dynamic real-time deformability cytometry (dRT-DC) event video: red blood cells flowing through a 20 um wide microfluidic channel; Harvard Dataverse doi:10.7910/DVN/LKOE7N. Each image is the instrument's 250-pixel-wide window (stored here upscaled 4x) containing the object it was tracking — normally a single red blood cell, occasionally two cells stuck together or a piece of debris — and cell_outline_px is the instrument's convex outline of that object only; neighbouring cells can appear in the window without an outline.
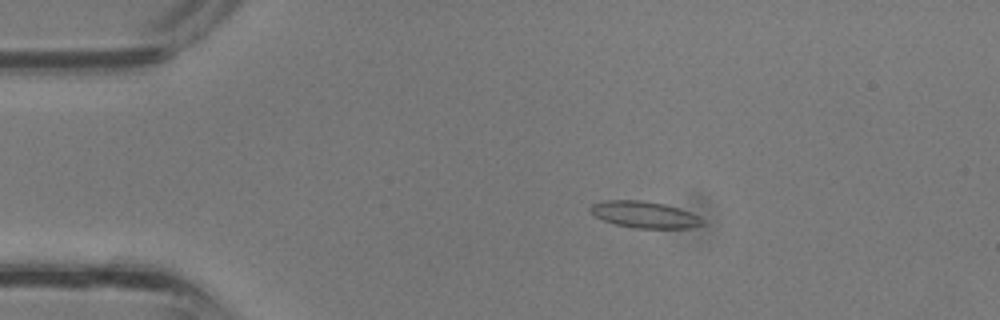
{"species": "common noctule bat (a hibernating species)", "species_latin": "Nyctalus noctula", "temperature_condition": "room temperature", "stored_images_in_passage": 34, "camera_frame_rate_fps": 3000, "um_per_image_px": 0.085, "animal": {"sex": "male", "body_mass_g": 13.3}, "frame": {"image": 1, "passage_image": 4, "time_ms": 1.0, "image_size_px": [1000, 320], "cell_outline_px": [[704, 224], [688, 228], [632, 228], [616, 224], [604, 220], [596, 216], [588, 208], [592, 204], [604, 200], [640, 200], [664, 204], [680, 208], [704, 220]], "centroid_in_image_um": [54.76, 18.24], "position_along_channel_um": 30.2, "area_um2": 17.17}}
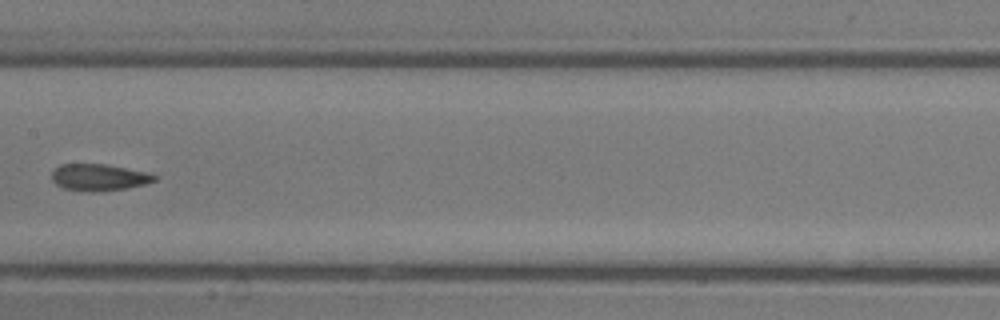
{"frame": {"image": 2, "passage_image": 16, "time_ms": 5.0, "image_size_px": [1000, 320], "cell_outline_px": [[156, 180], [144, 184], [124, 188], [92, 192], [64, 188], [56, 184], [52, 180], [52, 172], [60, 164], [104, 164], [144, 172], [156, 176]], "centroid_in_image_um": [8.35, 15.07], "position_along_channel_um": 199.0, "area_um2": 15.55}}
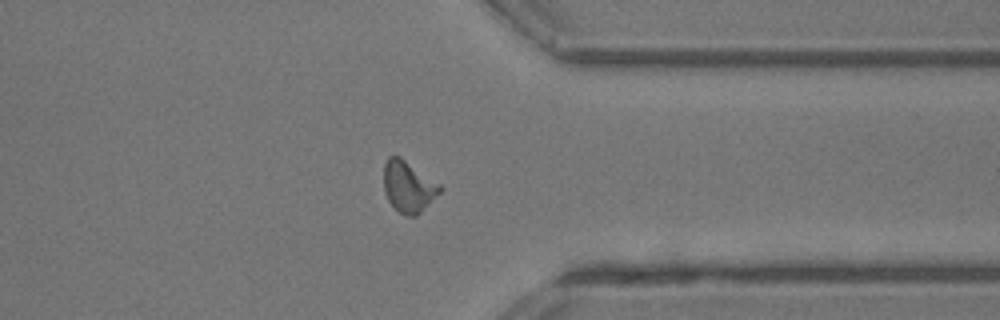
{"frame": {"image": 3, "passage_image": 26, "time_ms": 8.333, "image_size_px": [1000, 320], "cell_outline_px": [[444, 188], [416, 216], [404, 216], [388, 200], [384, 192], [384, 164], [388, 156], [400, 156], [440, 184]], "centroid_in_image_um": [34.7, 15.85], "position_along_channel_um": 376.7, "area_um2": 16.65}}